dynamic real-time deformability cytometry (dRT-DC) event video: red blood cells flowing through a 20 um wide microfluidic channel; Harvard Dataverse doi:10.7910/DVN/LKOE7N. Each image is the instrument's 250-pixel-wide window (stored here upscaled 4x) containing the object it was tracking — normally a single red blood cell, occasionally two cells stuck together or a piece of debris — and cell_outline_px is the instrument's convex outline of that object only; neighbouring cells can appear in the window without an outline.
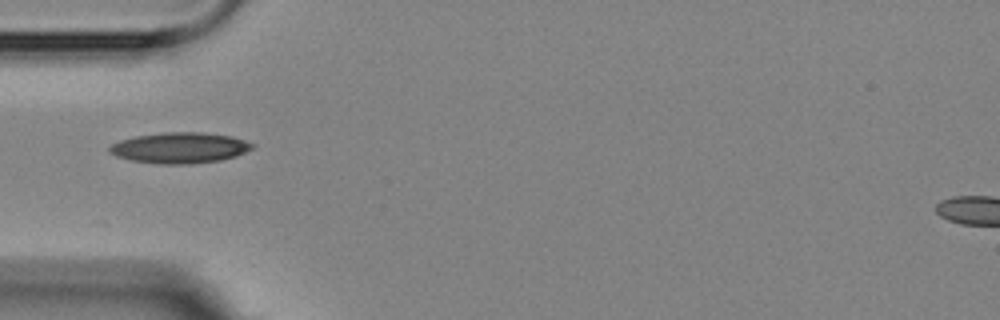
{"species": "Egyptian fruit bat (a non-hibernating species)", "species_latin": "Rousettus aegyptiacus", "temperature_condition": "room temperature", "stored_images_in_passage": 7, "camera_frame_rate_fps": 3000, "um_per_image_px": 0.085, "animal": {"sex": "female"}, "frame": {"image": 1, "passage_image": 1, "time_ms": 0.0, "image_size_px": [1000, 320], "cell_outline_px": [[256, 144], [252, 148], [236, 156], [220, 160], [188, 164], [160, 164], [132, 160], [116, 156], [108, 152], [108, 148], [112, 144], [120, 140], [136, 136], [164, 132], [204, 132], [232, 136]], "centroid_in_image_um": [15.28, 12.56], "position_along_channel_um": 69.7, "area_um2": 25.61}}
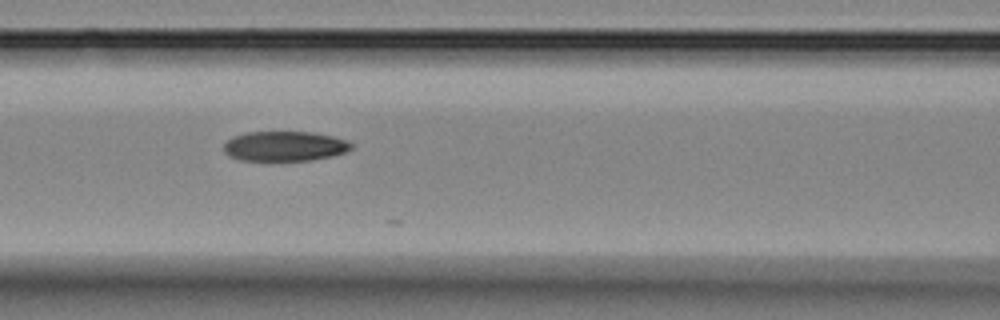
{"frame": {"image": 2, "passage_image": 3, "time_ms": 2.0, "image_size_px": [1000, 320], "cell_outline_px": [[352, 148], [344, 152], [332, 156], [312, 160], [240, 160], [228, 156], [224, 152], [224, 144], [232, 136], [248, 132], [312, 132], [332, 136], [348, 140], [352, 144]], "centroid_in_image_um": [24.18, 12.42], "position_along_channel_um": 142.4, "area_um2": 22.2}}
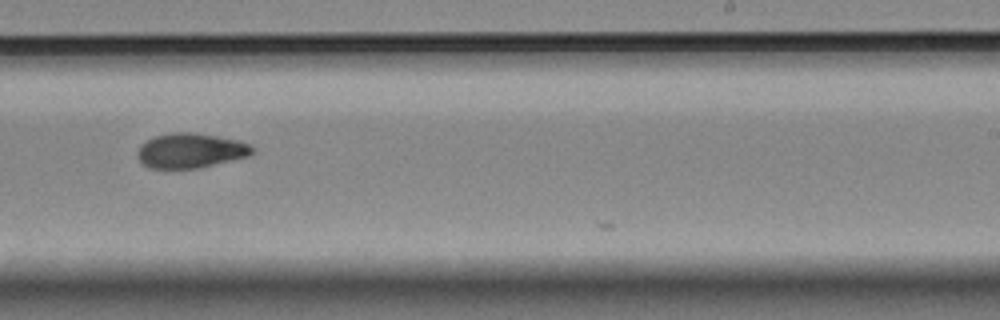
{"frame": {"image": 3, "passage_image": 6, "time_ms": 5.667, "image_size_px": [1000, 320], "cell_outline_px": [[252, 152], [248, 156], [200, 168], [148, 168], [136, 156], [136, 152], [140, 144], [156, 136], [172, 132], [192, 132], [216, 136], [236, 140], [248, 144], [252, 148]], "centroid_in_image_um": [16.14, 12.8], "position_along_channel_um": 272.9, "area_um2": 23.06}}